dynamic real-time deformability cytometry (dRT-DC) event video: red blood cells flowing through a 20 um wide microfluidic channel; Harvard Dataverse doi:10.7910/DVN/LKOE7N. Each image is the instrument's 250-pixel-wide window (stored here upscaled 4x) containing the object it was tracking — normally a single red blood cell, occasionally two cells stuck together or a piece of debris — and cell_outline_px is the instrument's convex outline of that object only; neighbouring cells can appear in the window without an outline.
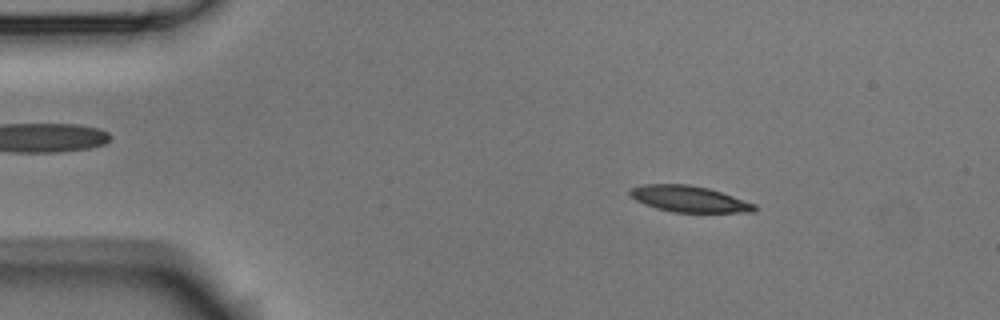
{"species": "Egyptian fruit bat (a non-hibernating species)", "species_latin": "Rousettus aegyptiacus", "temperature_condition": "room temperature", "stored_images_in_passage": 2, "camera_frame_rate_fps": 3000, "um_per_image_px": 0.085, "animal": {"sex": "male"}, "frame": {"image": 1, "passage_image": 1, "time_ms": 0.0, "image_size_px": [1000, 320], "cell_outline_px": [[756, 208], [752, 212], [672, 212], [656, 208], [644, 204], [636, 200], [628, 192], [632, 188], [644, 184], [688, 184], [708, 188], [756, 204]], "centroid_in_image_um": [58.55, 16.91], "position_along_channel_um": 26.4, "area_um2": 18.79}}